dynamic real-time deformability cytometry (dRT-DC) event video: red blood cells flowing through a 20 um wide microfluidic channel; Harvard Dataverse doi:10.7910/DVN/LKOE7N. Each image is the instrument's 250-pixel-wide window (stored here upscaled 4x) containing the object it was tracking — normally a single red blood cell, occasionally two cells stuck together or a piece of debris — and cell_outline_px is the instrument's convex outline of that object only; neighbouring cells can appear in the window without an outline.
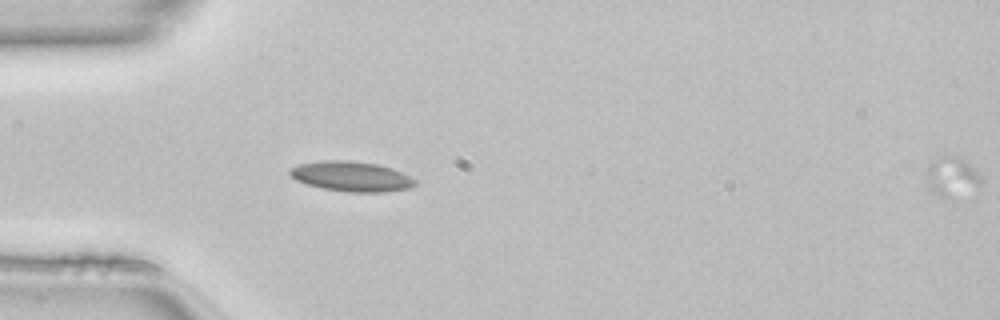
{"species": "common noctule bat (a hibernating species)", "species_latin": "Nyctalus noctula", "temperature_condition": "room temperature", "stored_images_in_passage": 2, "segment_of_instrument_passage": [1, 2], "camera_frame_rate_fps": 3000, "um_per_image_px": 0.085, "animal": {"sex": "female", "body_mass_g": 22.7, "forearm_length_mm": 54.2}, "frame": {"image": 1, "passage_image": 1, "time_ms": 0.0, "image_size_px": [1000, 320], "cell_outline_px": [[416, 184], [408, 188], [384, 192], [348, 192], [320, 188], [296, 180], [288, 172], [288, 168], [300, 164], [320, 160], [348, 160], [376, 164], [392, 168], [416, 180]], "centroid_in_image_um": [29.83, 14.99], "position_along_channel_um": 55.2, "area_um2": 21.85}}